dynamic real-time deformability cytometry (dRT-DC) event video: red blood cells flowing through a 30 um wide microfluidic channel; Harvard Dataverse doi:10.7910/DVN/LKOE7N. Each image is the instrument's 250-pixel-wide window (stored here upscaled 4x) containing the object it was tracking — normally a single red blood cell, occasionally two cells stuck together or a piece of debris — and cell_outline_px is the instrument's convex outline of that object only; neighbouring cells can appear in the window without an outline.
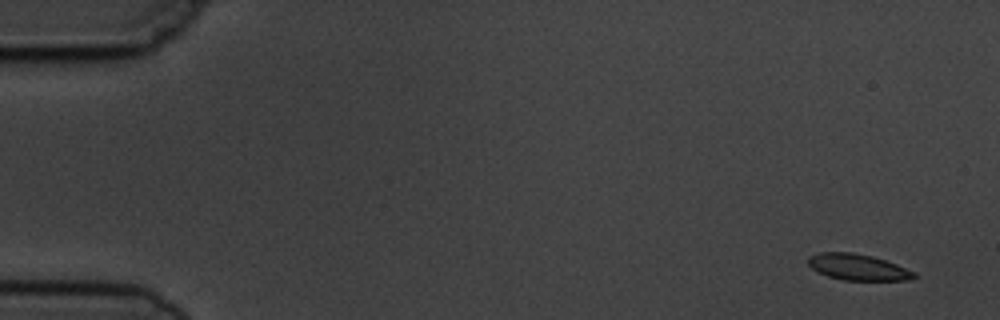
{"species": "common noctule bat (a hibernating species)", "species_latin": "Nyctalus noctula", "temperature_condition": "cold", "stored_images_in_passage": 5, "camera_frame_rate_fps": 3000, "um_per_image_px": 0.085, "animal": {"sex": "male", "body_mass_g": 19.5, "forearm_length_mm": 54.6}, "frame": {"image": 1, "passage_image": 1, "time_ms": 0.0, "image_size_px": [1000, 320], "cell_outline_px": [[920, 276], [912, 280], [844, 280], [828, 276], [816, 272], [808, 264], [808, 256], [820, 252], [852, 252], [872, 256], [896, 264], [916, 272]], "centroid_in_image_um": [72.94, 22.71], "position_along_channel_um": 12.1, "area_um2": 16.3}}